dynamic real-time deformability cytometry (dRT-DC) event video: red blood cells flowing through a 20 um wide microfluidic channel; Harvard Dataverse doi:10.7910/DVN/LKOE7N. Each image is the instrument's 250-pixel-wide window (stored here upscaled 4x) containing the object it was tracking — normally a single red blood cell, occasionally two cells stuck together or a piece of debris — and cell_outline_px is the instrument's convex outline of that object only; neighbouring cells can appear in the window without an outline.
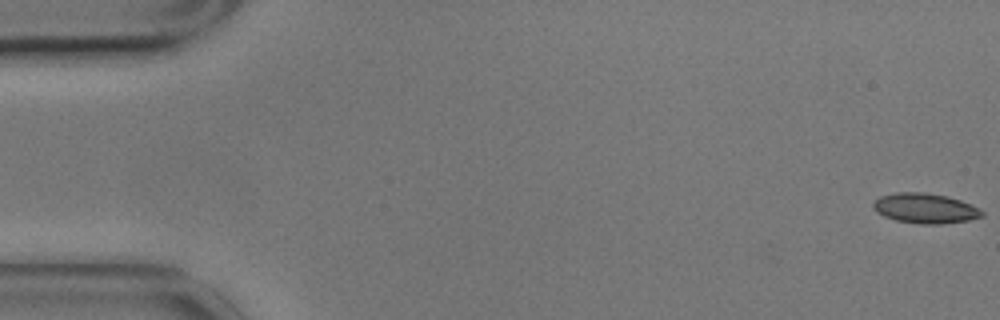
{"species": "common noctule bat (a hibernating species)", "species_latin": "Nyctalus noctula", "temperature_condition": "cold", "stored_images_in_passage": 57, "camera_frame_rate_fps": 3000, "um_per_image_px": 0.085, "animal": {"sex": "male", "body_mass_g": 17.9}, "frame": {"image": 1, "passage_image": 1, "time_ms": 0.0, "image_size_px": [1000, 320], "cell_outline_px": [[984, 216], [968, 220], [940, 224], [920, 224], [896, 220], [884, 216], [876, 212], [872, 208], [872, 204], [880, 196], [896, 192], [924, 192], [948, 196], [960, 200], [980, 208], [984, 212]], "centroid_in_image_um": [78.64, 17.7], "position_along_channel_um": 6.4, "area_um2": 19.13}}
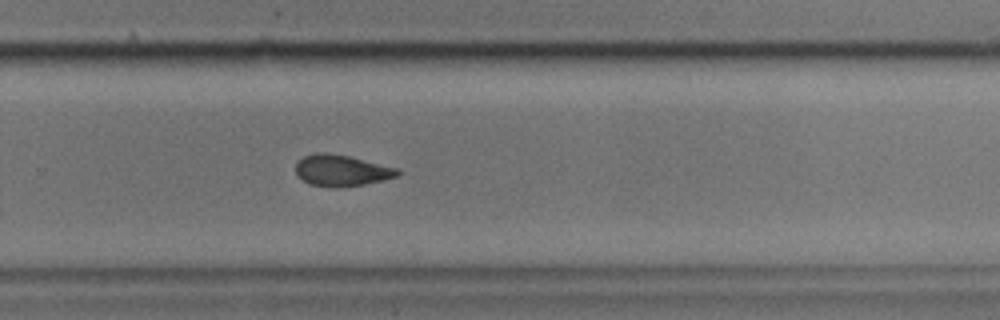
{"frame": {"image": 2, "passage_image": 38, "time_ms": 12.333, "image_size_px": [1000, 320], "cell_outline_px": [[400, 172], [396, 176], [384, 180], [364, 184], [336, 188], [332, 188], [312, 184], [304, 180], [296, 172], [296, 164], [304, 156], [316, 152], [328, 152], [348, 156], [400, 168]], "centroid_in_image_um": [29.06, 14.48], "position_along_channel_um": 300.7, "area_um2": 18.5}}
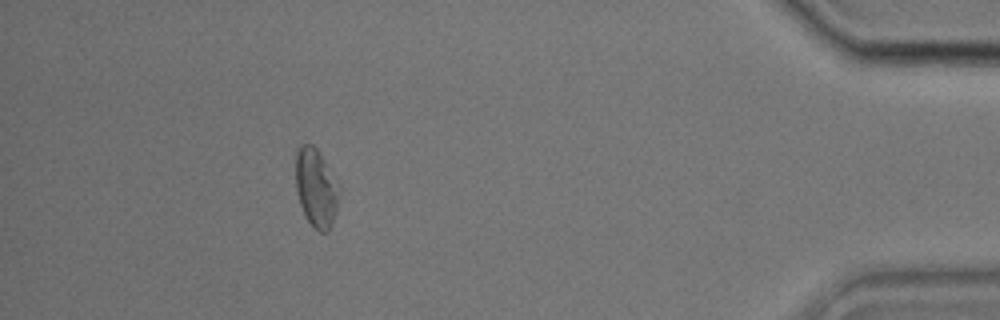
{"frame": {"image": 3, "passage_image": 52, "time_ms": 17.0, "image_size_px": [1000, 320], "cell_outline_px": [[340, 192], [336, 212], [332, 224], [328, 232], [320, 232], [312, 228], [300, 204], [296, 192], [296, 152], [300, 144], [312, 144], [320, 152], [340, 184]], "centroid_in_image_um": [26.89, 15.96], "position_along_channel_um": 408.3, "area_um2": 20.29}, "authors_computed_cell_mechanics": {"area_um2": 19.1896, "velocity_mm_per_s": 3.4816, "shape_relaxation_time_tau1_ms": 5.6232, "shape_relaxation_time_tau2_ms": 2.7347, "deformation_change_tau1": 0.1044, "deformation_change_tau2": 0.0698}}